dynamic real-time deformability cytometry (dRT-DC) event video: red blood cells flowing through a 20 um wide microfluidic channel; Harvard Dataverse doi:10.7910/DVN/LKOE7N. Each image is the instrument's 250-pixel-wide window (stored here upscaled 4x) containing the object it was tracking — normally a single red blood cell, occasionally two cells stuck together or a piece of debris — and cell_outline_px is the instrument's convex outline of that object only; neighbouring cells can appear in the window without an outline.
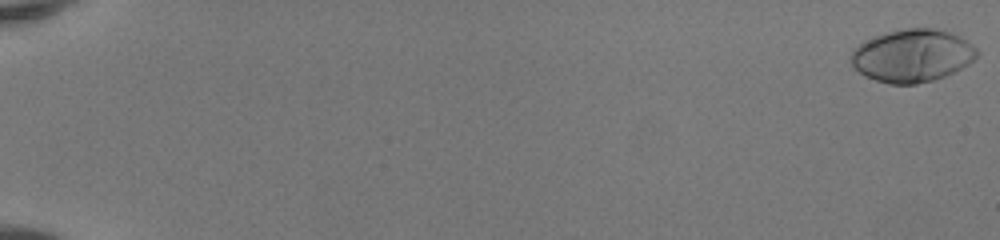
{"species": "human", "species_latin": "Homo sapiens", "temperature_condition": "room temperature", "stored_images_in_passage": 52, "camera_frame_rate_fps": 3000, "um_per_image_px": 0.085, "donor": {"sex": "female"}, "frame": {"image": 1, "passage_image": 1, "time_ms": 0.0, "image_size_px": [1000, 240], "cell_outline_px": [[980, 52], [968, 64], [944, 76], [932, 80], [916, 84], [888, 84], [876, 80], [860, 72], [852, 64], [852, 52], [860, 44], [876, 36], [888, 32], [904, 28], [936, 28], [960, 36], [976, 48]], "centroid_in_image_um": [77.57, 4.73], "position_along_channel_um": 7.4, "area_um2": 38.09}}
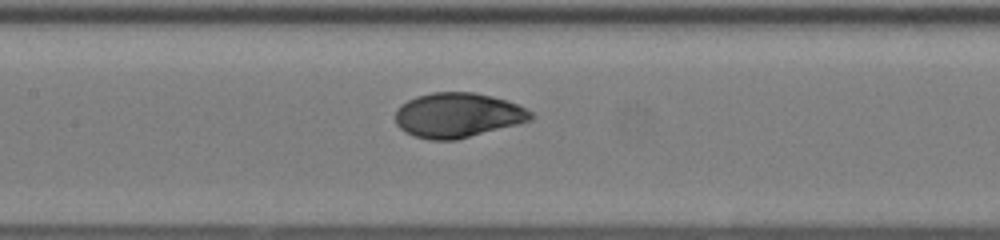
{"frame": {"image": 2, "passage_image": 28, "time_ms": 9.0, "image_size_px": [1000, 240], "cell_outline_px": [[536, 116], [532, 120], [456, 140], [428, 140], [412, 136], [404, 132], [396, 124], [396, 108], [400, 104], [416, 96], [432, 92], [472, 92], [492, 96], [508, 100], [532, 112]], "centroid_in_image_um": [38.88, 9.79], "position_along_channel_um": 168.5, "area_um2": 35.55}}
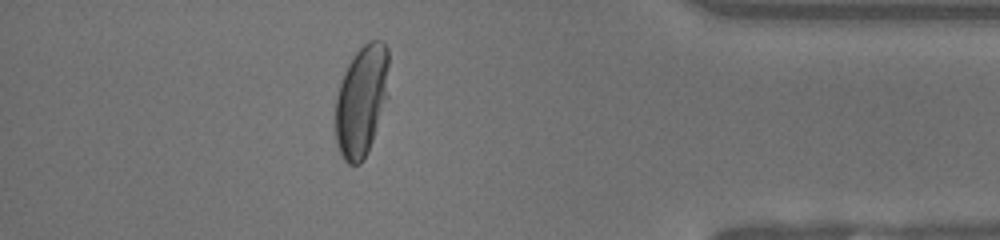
{"frame": {"image": 3, "passage_image": 47, "time_ms": 15.333, "image_size_px": [1000, 240], "cell_outline_px": [[388, 96], [372, 140], [364, 160], [360, 164], [348, 164], [344, 160], [336, 144], [336, 96], [340, 84], [348, 64], [352, 56], [368, 40], [380, 40], [388, 48]], "centroid_in_image_um": [30.73, 8.55], "position_along_channel_um": 404.5, "area_um2": 34.51}, "authors_computed_cell_mechanics": {"area_um2": 35.547, "velocity_mm_per_s": 4.1429, "shape_relaxation_time_tau1_ms": 3.4572, "shape_relaxation_time_tau2_ms": null, "deformation_change_tau1": 0.2114, "deformation_change_tau2": null}}